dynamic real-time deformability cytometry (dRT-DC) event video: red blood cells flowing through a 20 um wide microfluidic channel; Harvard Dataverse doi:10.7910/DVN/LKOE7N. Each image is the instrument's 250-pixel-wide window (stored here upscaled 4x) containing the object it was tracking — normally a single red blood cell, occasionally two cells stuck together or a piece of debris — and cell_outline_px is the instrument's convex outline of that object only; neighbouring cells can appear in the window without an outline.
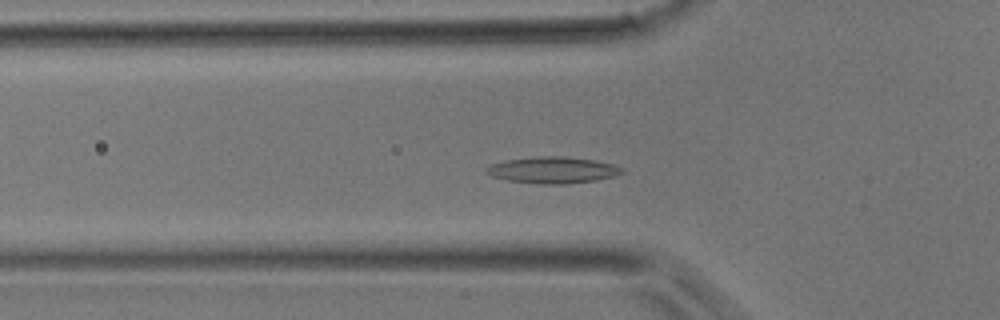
{"species": "common noctule bat (a hibernating species)", "species_latin": "Nyctalus noctula", "temperature_condition": "room temperature", "stored_images_in_passage": 19, "camera_frame_rate_fps": 3000, "um_per_image_px": 0.085, "animal": {"sex": "male", "body_mass_g": 17.9}, "frame": {"image": 1, "passage_image": 10, "time_ms": 3.0, "image_size_px": [1000, 320], "cell_outline_px": [[624, 172], [612, 176], [596, 180], [564, 184], [540, 184], [508, 180], [492, 176], [484, 172], [484, 168], [492, 164], [504, 160], [536, 156], [560, 156], [596, 160], [612, 164], [624, 168]], "centroid_in_image_um": [46.95, 14.45], "position_along_channel_um": 78.8, "area_um2": 20.92}}
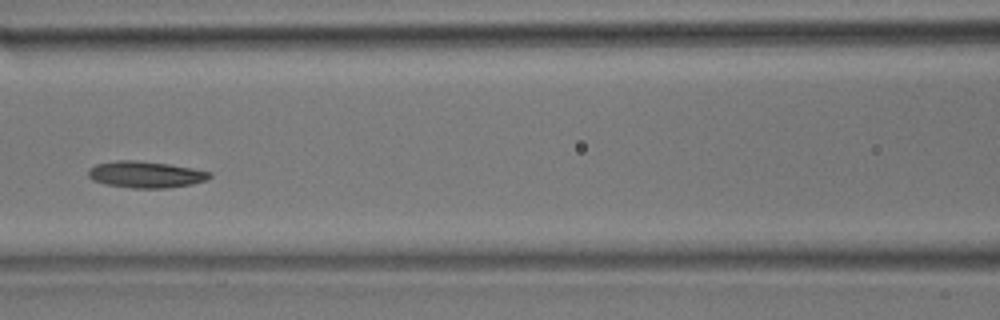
{"frame": {"image": 2, "passage_image": 15, "time_ms": 4.667, "image_size_px": [1000, 320], "cell_outline_px": [[212, 176], [204, 180], [192, 184], [164, 188], [132, 188], [104, 184], [92, 180], [88, 176], [88, 168], [96, 164], [116, 160], [136, 160], [168, 164], [192, 168], [212, 172]], "centroid_in_image_um": [12.34, 14.83], "position_along_channel_um": 154.3, "area_um2": 18.79}}
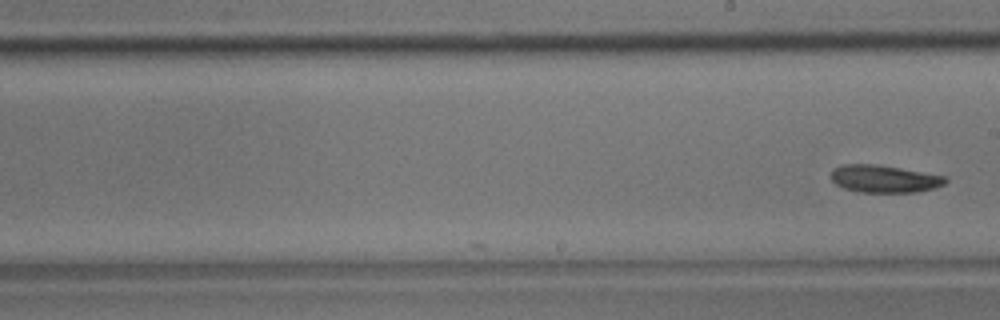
{"frame": {"image": 3, "passage_image": 19, "time_ms": 6.0, "image_size_px": [1000, 320], "cell_outline_px": [[948, 180], [944, 184], [932, 188], [916, 192], [860, 192], [844, 188], [836, 184], [828, 176], [832, 168], [840, 164], [876, 164], [900, 168], [944, 176]], "centroid_in_image_um": [75.07, 15.19], "position_along_channel_um": 213.9, "area_um2": 18.32}}